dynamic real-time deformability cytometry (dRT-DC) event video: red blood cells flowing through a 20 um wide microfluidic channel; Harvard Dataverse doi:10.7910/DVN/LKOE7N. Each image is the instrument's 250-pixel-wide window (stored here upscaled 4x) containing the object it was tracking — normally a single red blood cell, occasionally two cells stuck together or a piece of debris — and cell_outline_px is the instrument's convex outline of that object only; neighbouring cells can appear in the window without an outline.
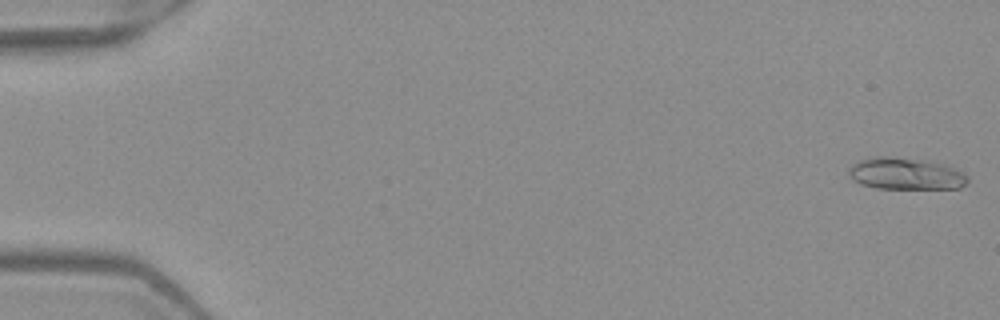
{"species": "Egyptian fruit bat (a non-hibernating species)", "species_latin": "Rousettus aegyptiacus", "temperature_condition": "warm", "stored_images_in_passage": 5, "camera_frame_rate_fps": 3000, "um_per_image_px": 0.085, "frame": {"image": 1, "passage_image": 1, "time_ms": 0.0, "image_size_px": [1000, 320], "cell_outline_px": [[968, 184], [960, 188], [876, 188], [860, 184], [852, 180], [848, 172], [848, 168], [856, 160], [872, 156], [888, 156], [928, 160], [952, 164], [964, 172], [968, 176]], "centroid_in_image_um": [77.02, 14.74], "position_along_channel_um": 8.0, "area_um2": 22.83}}
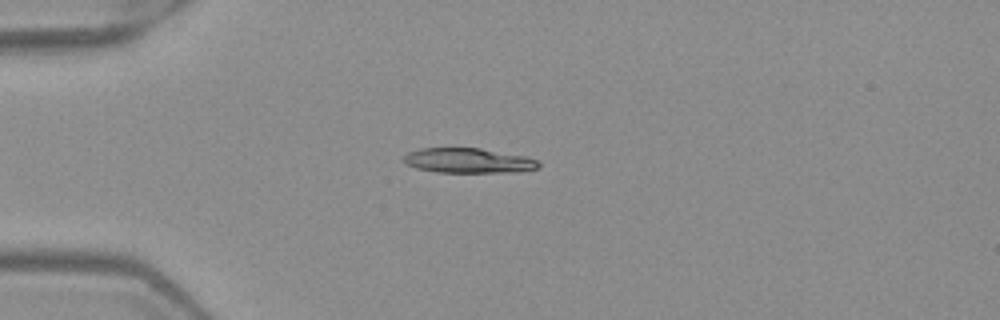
{"frame": {"image": 2, "passage_image": 4, "time_ms": 1.0, "image_size_px": [1000, 320], "cell_outline_px": [[540, 168], [516, 172], [436, 172], [416, 168], [408, 164], [400, 156], [408, 152], [420, 148], [480, 148], [528, 156], [540, 160]], "centroid_in_image_um": [39.85, 13.64], "position_along_channel_um": 45.1, "area_um2": 19.83}}